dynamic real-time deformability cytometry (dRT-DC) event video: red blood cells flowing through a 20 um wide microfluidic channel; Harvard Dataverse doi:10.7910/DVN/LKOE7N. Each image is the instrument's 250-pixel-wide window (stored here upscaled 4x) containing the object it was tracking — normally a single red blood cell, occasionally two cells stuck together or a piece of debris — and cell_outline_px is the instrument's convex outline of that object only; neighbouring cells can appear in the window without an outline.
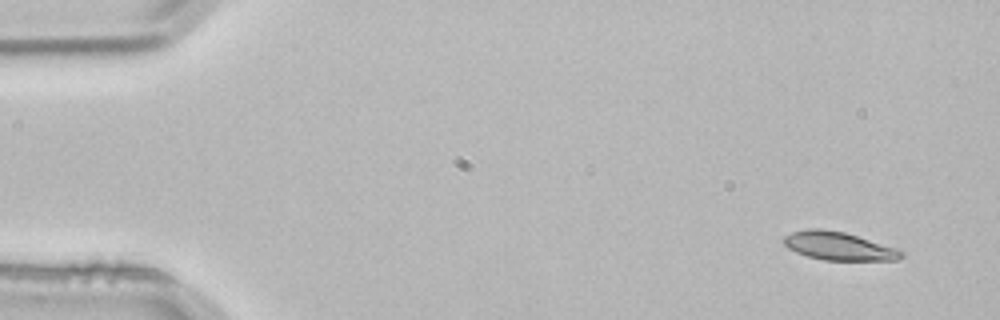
{"species": "common noctule bat (a hibernating species)", "species_latin": "Nyctalus noctula", "temperature_condition": "room temperature", "stored_images_in_passage": 3, "camera_frame_rate_fps": 3000, "um_per_image_px": 0.085, "animal": {"sex": "male", "body_mass_g": 21.5, "forearm_length_mm": 52.0}, "frame": {"image": 1, "passage_image": 1, "time_ms": 0.0, "image_size_px": [1000, 320], "cell_outline_px": [[904, 256], [896, 260], [824, 260], [808, 256], [796, 252], [788, 248], [784, 244], [784, 236], [792, 232], [808, 228], [820, 228], [844, 232], [904, 252]], "centroid_in_image_um": [71.22, 20.91], "position_along_channel_um": 13.8, "area_um2": 18.9}}
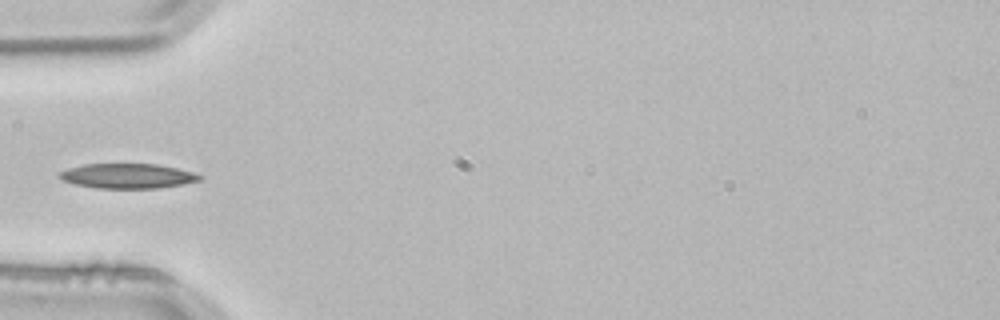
{"frame": {"image": 2, "passage_image": 3, "time_ms": 0.667, "image_size_px": [1000, 320], "cell_outline_px": [[204, 180], [184, 184], [160, 188], [96, 188], [76, 184], [60, 180], [56, 176], [60, 172], [68, 168], [84, 164], [156, 164], [176, 168], [192, 172], [204, 176]], "centroid_in_image_um": [10.86, 14.96], "position_along_channel_um": 74.1, "area_um2": 20.46}}